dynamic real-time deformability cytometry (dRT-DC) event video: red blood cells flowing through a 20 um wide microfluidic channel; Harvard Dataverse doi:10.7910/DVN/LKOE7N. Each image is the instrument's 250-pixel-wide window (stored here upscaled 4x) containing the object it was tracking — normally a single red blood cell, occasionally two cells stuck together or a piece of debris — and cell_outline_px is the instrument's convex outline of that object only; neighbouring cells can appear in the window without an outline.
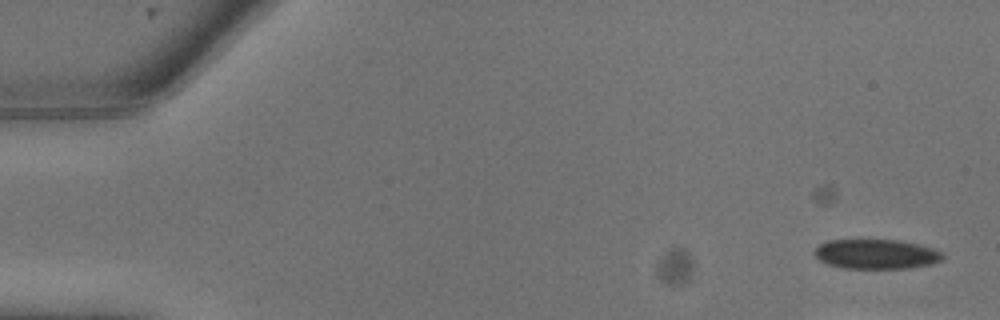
{"species": "common noctule bat (a hibernating species)", "species_latin": "Nyctalus noctula", "temperature_condition": "warm", "stored_images_in_passage": 12, "camera_frame_rate_fps": 3000, "um_per_image_px": 0.085, "animal": {"sex": "male", "body_mass_g": 13.3}, "frame": {"image": 1, "passage_image": 3, "time_ms": 0.667, "image_size_px": [1000, 320], "cell_outline_px": [[944, 256], [940, 260], [928, 264], [908, 268], [844, 268], [828, 264], [820, 260], [812, 252], [820, 244], [828, 240], [896, 240], [916, 244], [932, 248], [940, 252]], "centroid_in_image_um": [74.42, 21.59], "position_along_channel_um": 10.6, "area_um2": 21.79}}
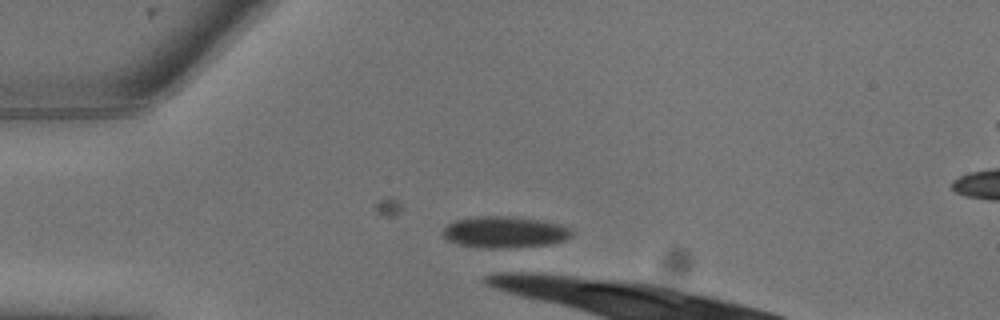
{"frame": {"image": 2, "passage_image": 8, "time_ms": 2.333, "image_size_px": [1000, 320], "cell_outline_px": [[572, 236], [564, 240], [548, 244], [492, 248], [484, 248], [460, 244], [448, 240], [444, 236], [444, 228], [448, 224], [456, 220], [480, 216], [508, 216], [536, 220], [556, 224], [568, 228], [572, 232]], "centroid_in_image_um": [42.86, 19.72], "position_along_channel_um": 42.1, "area_um2": 22.83}}